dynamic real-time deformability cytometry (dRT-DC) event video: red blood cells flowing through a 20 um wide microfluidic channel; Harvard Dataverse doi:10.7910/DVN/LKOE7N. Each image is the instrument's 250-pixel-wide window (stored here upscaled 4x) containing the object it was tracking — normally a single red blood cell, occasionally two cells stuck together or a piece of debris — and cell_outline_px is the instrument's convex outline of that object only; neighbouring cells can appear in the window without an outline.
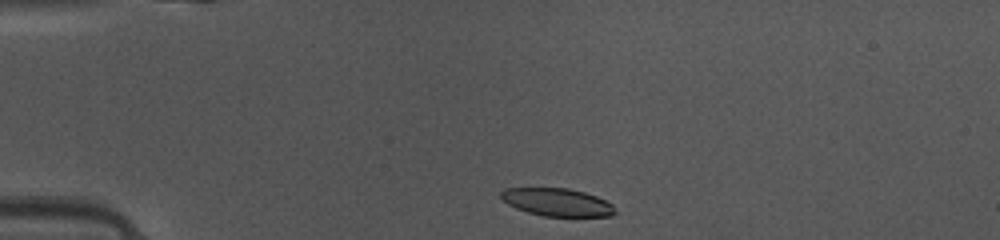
{"species": "common noctule bat (a hibernating species)", "species_latin": "Nyctalus noctula", "temperature_condition": "warm", "stored_images_in_passage": 38, "camera_frame_rate_fps": 3000, "um_per_image_px": 0.085, "animal": {"sex": "female", "body_mass_g": 10.0, "forearm_length_mm": 53.1}, "frame": {"image": 1, "passage_image": 1, "time_ms": 0.0, "image_size_px": [1000, 240], "cell_outline_px": [[616, 212], [612, 216], [544, 216], [528, 212], [516, 208], [508, 204], [500, 196], [500, 192], [504, 188], [568, 188], [584, 192], [596, 196], [612, 204]], "centroid_in_image_um": [47.35, 17.18], "position_along_channel_um": 37.7, "area_um2": 18.38}}
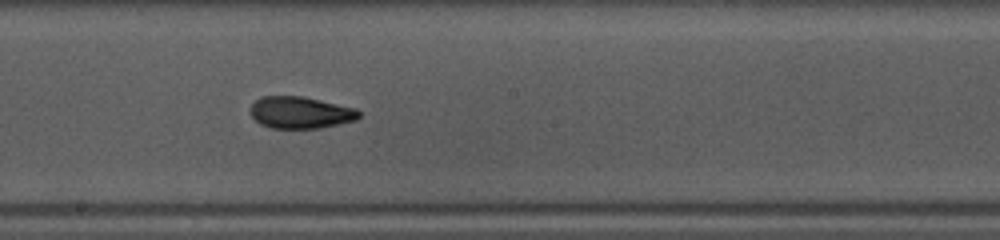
{"frame": {"image": 2, "passage_image": 17, "time_ms": 5.333, "image_size_px": [1000, 240], "cell_outline_px": [[360, 116], [356, 120], [340, 124], [320, 128], [272, 128], [260, 124], [252, 116], [252, 104], [260, 96], [304, 96], [356, 108], [360, 112]], "centroid_in_image_um": [25.57, 9.56], "position_along_channel_um": 222.6, "area_um2": 20.17}}
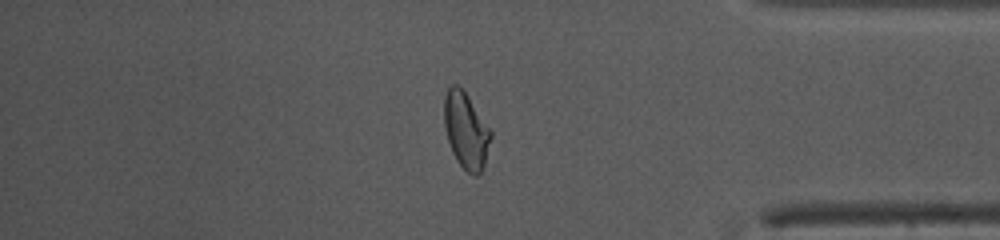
{"frame": {"image": 3, "passage_image": 31, "time_ms": 10.0, "image_size_px": [1000, 240], "cell_outline_px": [[492, 136], [484, 164], [480, 172], [476, 176], [472, 176], [456, 160], [452, 152], [448, 140], [444, 124], [444, 96], [448, 88], [452, 84], [456, 84], [468, 96], [492, 132]], "centroid_in_image_um": [39.6, 11.09], "position_along_channel_um": 395.6, "area_um2": 20.46}, "authors_computed_cell_mechanics": {"area_um2": 20.1433, "velocity_mm_per_s": 4.1347, "shape_relaxation_time_tau1_ms": 2.7393, "shape_relaxation_time_tau2_ms": 1.5879, "deformation_change_tau1": 0.1526, "deformation_change_tau2": 0.0733}}